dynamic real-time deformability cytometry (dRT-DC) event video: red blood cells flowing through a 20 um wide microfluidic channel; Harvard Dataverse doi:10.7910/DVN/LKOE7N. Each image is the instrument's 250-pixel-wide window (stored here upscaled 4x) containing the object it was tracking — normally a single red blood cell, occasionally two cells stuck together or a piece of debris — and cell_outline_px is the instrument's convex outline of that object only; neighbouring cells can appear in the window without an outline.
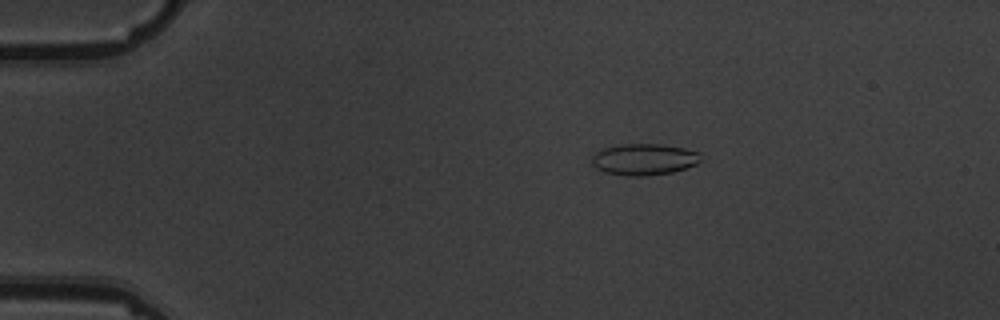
{"species": "common noctule bat (a hibernating species)", "species_latin": "Nyctalus noctula", "temperature_condition": "warm", "stored_images_in_passage": 6, "camera_frame_rate_fps": 3000, "um_per_image_px": 0.085, "animal": {"sex": "male", "body_mass_g": 19.5, "forearm_length_mm": 54.6}, "frame": {"image": 1, "passage_image": 4, "time_ms": 3.333, "image_size_px": [1000, 320], "cell_outline_px": [[700, 160], [696, 164], [672, 172], [648, 176], [628, 176], [604, 172], [596, 168], [592, 164], [592, 156], [600, 148], [624, 144], [660, 144], [684, 148], [696, 152]], "centroid_in_image_um": [54.67, 13.55], "position_along_channel_um": 30.3, "area_um2": 19.83}}